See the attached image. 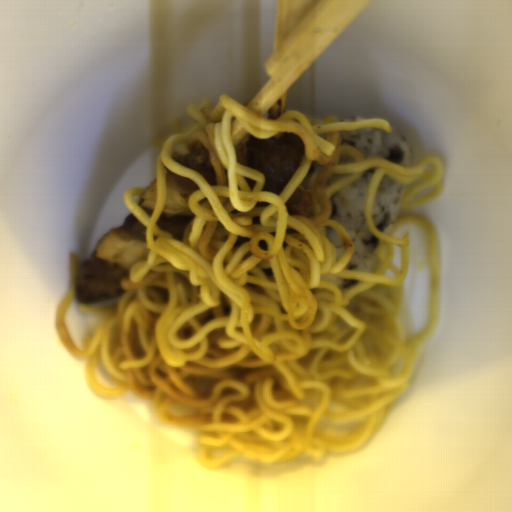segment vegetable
Returning <instances> with one entry per match:
<instances>
[{"instance_id": "obj_3", "label": "vegetable", "mask_w": 512, "mask_h": 512, "mask_svg": "<svg viewBox=\"0 0 512 512\" xmlns=\"http://www.w3.org/2000/svg\"><path fill=\"white\" fill-rule=\"evenodd\" d=\"M157 180L158 178L147 184L138 198V205L152 211L155 210L157 202Z\"/></svg>"}, {"instance_id": "obj_2", "label": "vegetable", "mask_w": 512, "mask_h": 512, "mask_svg": "<svg viewBox=\"0 0 512 512\" xmlns=\"http://www.w3.org/2000/svg\"><path fill=\"white\" fill-rule=\"evenodd\" d=\"M195 190L185 188L177 183L174 176L166 171V192L163 208V216L192 217L194 213L189 205V198Z\"/></svg>"}, {"instance_id": "obj_1", "label": "vegetable", "mask_w": 512, "mask_h": 512, "mask_svg": "<svg viewBox=\"0 0 512 512\" xmlns=\"http://www.w3.org/2000/svg\"><path fill=\"white\" fill-rule=\"evenodd\" d=\"M122 226L111 228L103 234L95 253L97 257L121 267L128 273L136 263L148 260L150 248L147 246L145 235Z\"/></svg>"}]
</instances>
